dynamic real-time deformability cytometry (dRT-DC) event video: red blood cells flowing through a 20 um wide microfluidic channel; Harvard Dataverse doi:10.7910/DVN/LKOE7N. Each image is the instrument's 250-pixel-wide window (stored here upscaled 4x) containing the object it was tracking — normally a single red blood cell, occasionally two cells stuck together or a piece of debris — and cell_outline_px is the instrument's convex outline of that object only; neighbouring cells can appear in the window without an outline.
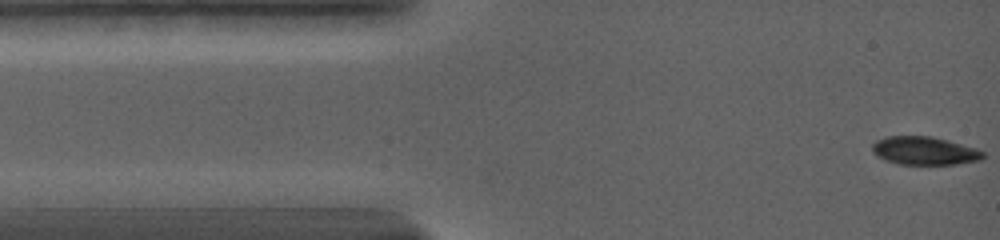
{"species": "common noctule bat (a hibernating species)", "species_latin": "Nyctalus noctula", "temperature_condition": "warm", "stored_images_in_passage": 49, "camera_frame_rate_fps": 5000, "um_per_image_px": 0.085, "animal": {"sex": "female", "body_mass_g": 19.0, "forearm_length_mm": 56.7}, "frame": {"image": 1, "passage_image": 1, "time_ms": 0.0, "image_size_px": [1000, 240], "cell_outline_px": [[984, 156], [980, 160], [956, 164], [900, 164], [884, 160], [876, 156], [872, 152], [872, 144], [876, 140], [888, 136], [932, 136], [948, 140], [976, 148], [984, 152]], "centroid_in_image_um": [78.55, 12.81], "position_along_channel_um": 6.4, "area_um2": 18.26}}
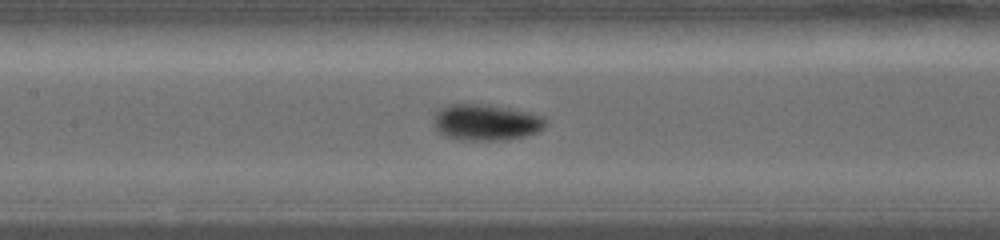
{"frame": {"image": 2, "passage_image": 25, "time_ms": 6.2, "image_size_px": [1000, 240], "cell_outline_px": [[548, 120], [544, 128], [536, 132], [524, 136], [508, 140], [464, 140], [444, 136], [436, 128], [432, 120], [436, 112], [440, 108], [448, 104], [488, 104], [528, 112], [544, 116]], "centroid_in_image_um": [41.32, 10.39], "position_along_channel_um": 166.1, "area_um2": 23.81}}
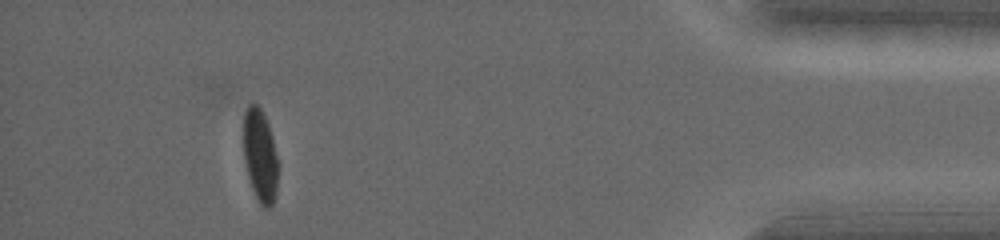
{"frame": {"image": 3, "passage_image": 43, "time_ms": 14.6, "image_size_px": [1000, 240], "cell_outline_px": [[280, 164], [276, 192], [272, 204], [268, 208], [264, 208], [260, 204], [252, 188], [248, 176], [244, 160], [244, 112], [248, 104], [256, 104], [260, 108], [268, 124], [272, 136]], "centroid_in_image_um": [22.14, 13.25], "position_along_channel_um": 413.1, "area_um2": 18.9}, "authors_computed_cell_mechanics": {"area_um2": 19.7098, "velocity_mm_per_s": 3.7423, "shape_relaxation_time_tau1_ms": 3.2665, "shape_relaxation_time_tau2_ms": null, "deformation_change_tau1": 0.1501, "deformation_change_tau2": null}}